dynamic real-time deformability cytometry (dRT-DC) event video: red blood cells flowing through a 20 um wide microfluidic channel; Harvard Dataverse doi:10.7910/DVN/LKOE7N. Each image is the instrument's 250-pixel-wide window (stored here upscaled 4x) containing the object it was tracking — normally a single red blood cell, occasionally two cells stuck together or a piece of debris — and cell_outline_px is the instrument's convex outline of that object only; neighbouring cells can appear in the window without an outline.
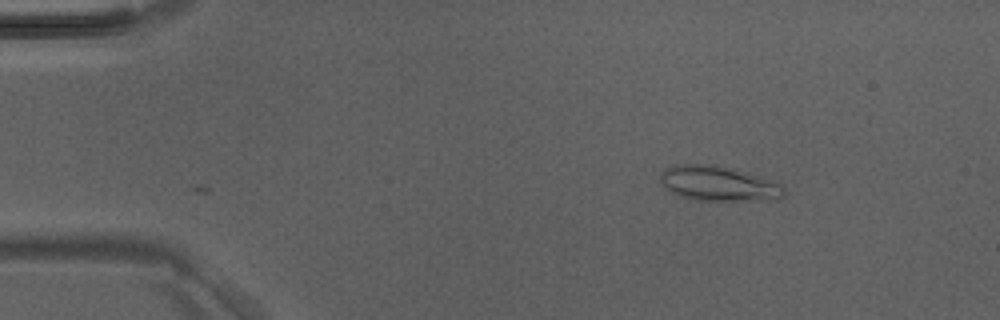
{"species": "Egyptian fruit bat (a non-hibernating species)", "species_latin": "Rousettus aegyptiacus", "temperature_condition": "room temperature", "stored_images_in_passage": 2, "camera_frame_rate_fps": 3000, "um_per_image_px": 0.085, "animal": {"sex": "male"}, "frame": {"image": 1, "passage_image": 2, "time_ms": 0.333, "image_size_px": [1000, 320], "cell_outline_px": [[784, 196], [752, 200], [692, 200], [680, 196], [664, 188], [660, 184], [660, 176], [664, 168], [672, 164], [712, 164], [732, 168], [776, 180], [784, 184]], "centroid_in_image_um": [61.03, 15.57], "position_along_channel_um": 24.0, "area_um2": 25.43}}